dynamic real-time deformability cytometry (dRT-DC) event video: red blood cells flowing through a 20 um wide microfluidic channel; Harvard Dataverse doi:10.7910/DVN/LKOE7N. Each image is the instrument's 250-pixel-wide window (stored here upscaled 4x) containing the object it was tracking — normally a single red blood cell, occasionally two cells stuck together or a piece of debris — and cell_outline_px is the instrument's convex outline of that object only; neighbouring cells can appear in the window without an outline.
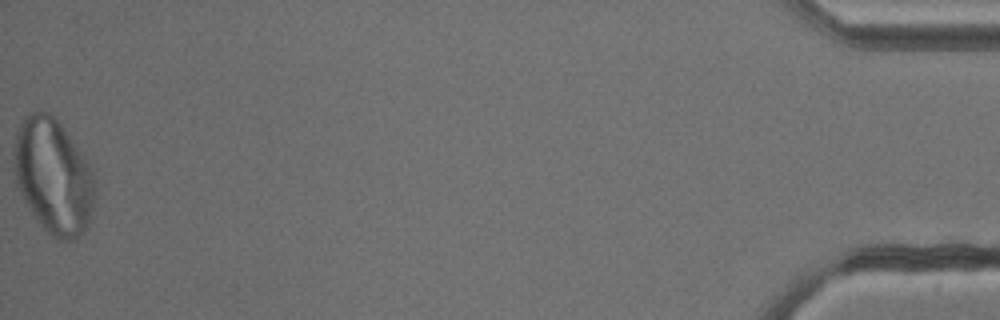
{"species": "common noctule bat (a hibernating species)", "species_latin": "Nyctalus noctula", "temperature_condition": "cold", "stored_images_in_passage": 49, "segment_of_instrument_passage": [2, 2], "camera_frame_rate_fps": 3000, "um_per_image_px": 0.085, "animal": {"sex": "male", "body_mass_g": 13.3}, "frame": {"image": 1, "passage_image": 49, "time_ms": 16.0, "image_size_px": [1000, 320], "cell_outline_px": [[96, 196], [88, 224], [84, 232], [72, 240], [56, 240], [36, 220], [24, 200], [16, 184], [12, 156], [16, 132], [24, 116], [28, 112], [48, 112], [64, 128], [88, 164], [92, 172]], "centroid_in_image_um": [4.5, 15.0], "position_along_channel_um": 430.7, "area_um2": 54.22}}